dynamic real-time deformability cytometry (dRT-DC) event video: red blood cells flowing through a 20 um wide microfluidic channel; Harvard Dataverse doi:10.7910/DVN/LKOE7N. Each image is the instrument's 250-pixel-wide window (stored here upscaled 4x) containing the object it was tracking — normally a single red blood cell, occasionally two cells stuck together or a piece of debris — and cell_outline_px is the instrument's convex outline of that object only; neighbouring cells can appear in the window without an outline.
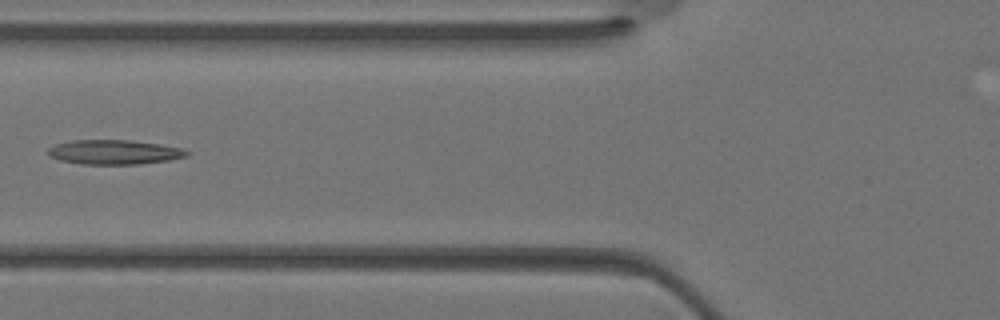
{"species": "Egyptian fruit bat (a non-hibernating species)", "species_latin": "Rousettus aegyptiacus", "temperature_condition": "warm", "stored_images_in_passage": 34, "camera_frame_rate_fps": 3000, "um_per_image_px": 0.085, "animal": {"sex": "female"}, "frame": {"image": 1, "passage_image": 13, "time_ms": 4.0, "image_size_px": [1000, 320], "cell_outline_px": [[188, 156], [168, 160], [140, 164], [80, 164], [60, 160], [48, 156], [48, 148], [56, 144], [72, 140], [128, 140], [160, 144], [180, 148], [188, 152]], "centroid_in_image_um": [9.67, 12.93], "position_along_channel_um": 116.1, "area_um2": 19.71}}
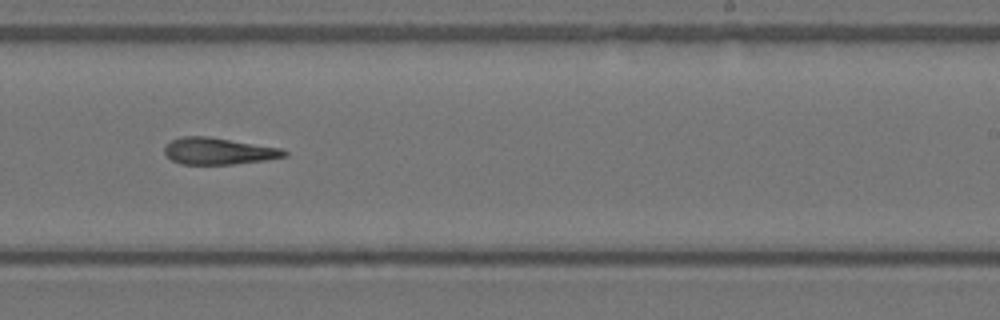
{"frame": {"image": 2, "passage_image": 21, "time_ms": 6.667, "image_size_px": [1000, 320], "cell_outline_px": [[288, 156], [264, 160], [232, 164], [180, 164], [172, 160], [164, 152], [164, 148], [172, 140], [184, 136], [208, 136], [284, 148], [288, 152]], "centroid_in_image_um": [18.62, 12.84], "position_along_channel_um": 270.4, "area_um2": 18.67}}
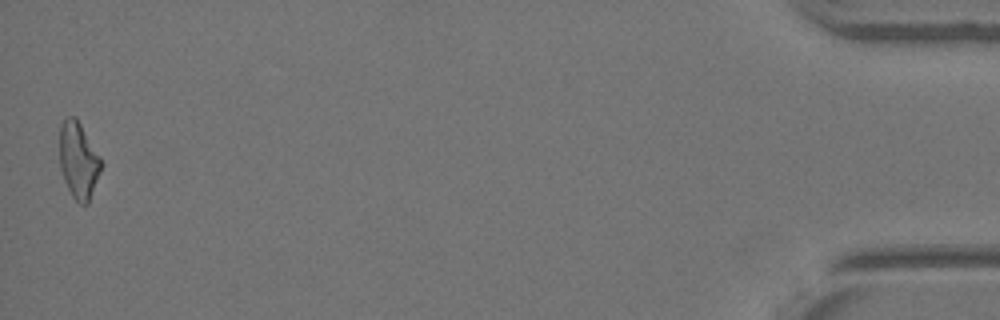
{"frame": {"image": 3, "passage_image": 34, "time_ms": 11.0, "image_size_px": [1000, 320], "cell_outline_px": [[104, 164], [88, 204], [80, 204], [72, 196], [64, 180], [60, 168], [60, 124], [68, 116], [76, 116], [100, 156]], "centroid_in_image_um": [6.69, 13.63], "position_along_channel_um": 428.5, "area_um2": 18.67}}